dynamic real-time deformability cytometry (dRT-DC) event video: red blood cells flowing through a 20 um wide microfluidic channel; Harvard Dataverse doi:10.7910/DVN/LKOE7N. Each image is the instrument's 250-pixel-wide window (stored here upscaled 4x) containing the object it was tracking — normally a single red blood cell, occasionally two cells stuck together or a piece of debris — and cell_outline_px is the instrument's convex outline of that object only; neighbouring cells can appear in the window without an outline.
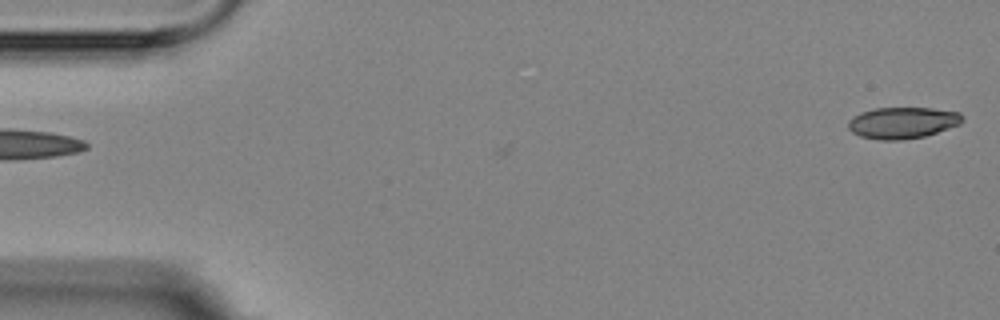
{"species": "Egyptian fruit bat (a non-hibernating species)", "species_latin": "Rousettus aegyptiacus", "temperature_condition": "room temperature", "stored_images_in_passage": 5, "camera_frame_rate_fps": 3000, "um_per_image_px": 0.085, "animal": {"sex": "female"}, "frame": {"image": 1, "passage_image": 1, "time_ms": 0.0, "image_size_px": [1000, 320], "cell_outline_px": [[964, 120], [960, 124], [924, 136], [900, 140], [880, 140], [860, 136], [852, 132], [848, 128], [848, 120], [852, 116], [860, 112], [872, 108], [932, 108], [960, 112], [964, 116]], "centroid_in_image_um": [76.7, 10.42], "position_along_channel_um": 8.3, "area_um2": 21.04}}
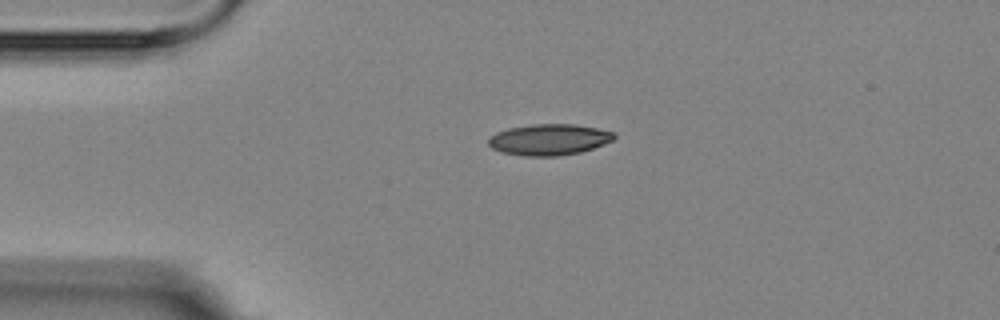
{"frame": {"image": 2, "passage_image": 3, "time_ms": 3.667, "image_size_px": [1000, 320], "cell_outline_px": [[616, 136], [612, 140], [604, 144], [580, 152], [556, 156], [524, 156], [500, 152], [492, 148], [488, 144], [488, 140], [496, 132], [508, 128], [532, 124], [576, 124], [616, 132]], "centroid_in_image_um": [46.67, 11.86], "position_along_channel_um": 38.3, "area_um2": 22.83}}
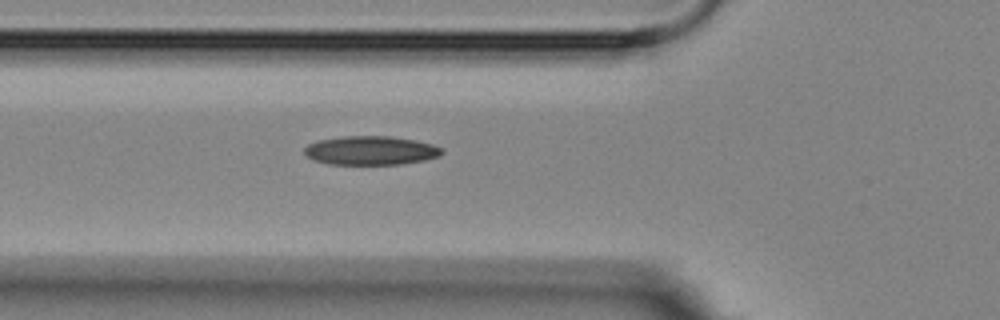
{"frame": {"image": 3, "passage_image": 5, "time_ms": 6.0, "image_size_px": [1000, 320], "cell_outline_px": [[444, 152], [440, 156], [424, 160], [400, 164], [328, 164], [312, 160], [304, 152], [304, 148], [308, 144], [316, 140], [340, 136], [392, 136], [416, 140], [432, 144], [440, 148]], "centroid_in_image_um": [31.49, 12.78], "position_along_channel_um": 94.3, "area_um2": 23.29}}